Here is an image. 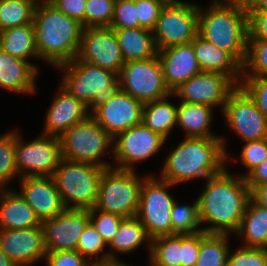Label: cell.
I'll use <instances>...</instances> for the list:
<instances>
[{"label": "cell", "instance_id": "obj_19", "mask_svg": "<svg viewBox=\"0 0 267 266\" xmlns=\"http://www.w3.org/2000/svg\"><path fill=\"white\" fill-rule=\"evenodd\" d=\"M0 247L17 266L37 264L47 253L41 225L27 229H0Z\"/></svg>", "mask_w": 267, "mask_h": 266}, {"label": "cell", "instance_id": "obj_5", "mask_svg": "<svg viewBox=\"0 0 267 266\" xmlns=\"http://www.w3.org/2000/svg\"><path fill=\"white\" fill-rule=\"evenodd\" d=\"M55 69L63 71L60 85L87 105L90 114L120 89L116 73L82 61L78 57Z\"/></svg>", "mask_w": 267, "mask_h": 266}, {"label": "cell", "instance_id": "obj_44", "mask_svg": "<svg viewBox=\"0 0 267 266\" xmlns=\"http://www.w3.org/2000/svg\"><path fill=\"white\" fill-rule=\"evenodd\" d=\"M240 86L254 100L258 109L267 118V77L242 76Z\"/></svg>", "mask_w": 267, "mask_h": 266}, {"label": "cell", "instance_id": "obj_4", "mask_svg": "<svg viewBox=\"0 0 267 266\" xmlns=\"http://www.w3.org/2000/svg\"><path fill=\"white\" fill-rule=\"evenodd\" d=\"M32 23L39 59L56 68L78 56L83 27L77 20L63 14L48 0H38Z\"/></svg>", "mask_w": 267, "mask_h": 266}, {"label": "cell", "instance_id": "obj_25", "mask_svg": "<svg viewBox=\"0 0 267 266\" xmlns=\"http://www.w3.org/2000/svg\"><path fill=\"white\" fill-rule=\"evenodd\" d=\"M41 225L31 206L19 192L0 190V229H27Z\"/></svg>", "mask_w": 267, "mask_h": 266}, {"label": "cell", "instance_id": "obj_10", "mask_svg": "<svg viewBox=\"0 0 267 266\" xmlns=\"http://www.w3.org/2000/svg\"><path fill=\"white\" fill-rule=\"evenodd\" d=\"M152 34L158 51L190 43L198 35L197 3L169 0L161 9Z\"/></svg>", "mask_w": 267, "mask_h": 266}, {"label": "cell", "instance_id": "obj_45", "mask_svg": "<svg viewBox=\"0 0 267 266\" xmlns=\"http://www.w3.org/2000/svg\"><path fill=\"white\" fill-rule=\"evenodd\" d=\"M169 0H136L139 27L152 30L159 18L161 9Z\"/></svg>", "mask_w": 267, "mask_h": 266}, {"label": "cell", "instance_id": "obj_33", "mask_svg": "<svg viewBox=\"0 0 267 266\" xmlns=\"http://www.w3.org/2000/svg\"><path fill=\"white\" fill-rule=\"evenodd\" d=\"M226 234L200 232V249L195 266H227L230 251Z\"/></svg>", "mask_w": 267, "mask_h": 266}, {"label": "cell", "instance_id": "obj_29", "mask_svg": "<svg viewBox=\"0 0 267 266\" xmlns=\"http://www.w3.org/2000/svg\"><path fill=\"white\" fill-rule=\"evenodd\" d=\"M236 236L244 247L267 249V208L249 199Z\"/></svg>", "mask_w": 267, "mask_h": 266}, {"label": "cell", "instance_id": "obj_51", "mask_svg": "<svg viewBox=\"0 0 267 266\" xmlns=\"http://www.w3.org/2000/svg\"><path fill=\"white\" fill-rule=\"evenodd\" d=\"M250 198L260 206L267 208V182L256 185L250 191Z\"/></svg>", "mask_w": 267, "mask_h": 266}, {"label": "cell", "instance_id": "obj_14", "mask_svg": "<svg viewBox=\"0 0 267 266\" xmlns=\"http://www.w3.org/2000/svg\"><path fill=\"white\" fill-rule=\"evenodd\" d=\"M222 115L242 142L267 138V118L240 85L228 95Z\"/></svg>", "mask_w": 267, "mask_h": 266}, {"label": "cell", "instance_id": "obj_31", "mask_svg": "<svg viewBox=\"0 0 267 266\" xmlns=\"http://www.w3.org/2000/svg\"><path fill=\"white\" fill-rule=\"evenodd\" d=\"M0 48L11 56L28 62L32 57L38 59L33 23L0 31Z\"/></svg>", "mask_w": 267, "mask_h": 266}, {"label": "cell", "instance_id": "obj_21", "mask_svg": "<svg viewBox=\"0 0 267 266\" xmlns=\"http://www.w3.org/2000/svg\"><path fill=\"white\" fill-rule=\"evenodd\" d=\"M58 93L47 109L43 135L61 137L73 125L85 120L90 113L87 105L59 84Z\"/></svg>", "mask_w": 267, "mask_h": 266}, {"label": "cell", "instance_id": "obj_17", "mask_svg": "<svg viewBox=\"0 0 267 266\" xmlns=\"http://www.w3.org/2000/svg\"><path fill=\"white\" fill-rule=\"evenodd\" d=\"M144 103L119 89L90 115L114 139L118 134L142 123Z\"/></svg>", "mask_w": 267, "mask_h": 266}, {"label": "cell", "instance_id": "obj_39", "mask_svg": "<svg viewBox=\"0 0 267 266\" xmlns=\"http://www.w3.org/2000/svg\"><path fill=\"white\" fill-rule=\"evenodd\" d=\"M115 0H87L84 28L109 27L114 14Z\"/></svg>", "mask_w": 267, "mask_h": 266}, {"label": "cell", "instance_id": "obj_47", "mask_svg": "<svg viewBox=\"0 0 267 266\" xmlns=\"http://www.w3.org/2000/svg\"><path fill=\"white\" fill-rule=\"evenodd\" d=\"M66 16L77 20L84 28L85 4L87 0H48Z\"/></svg>", "mask_w": 267, "mask_h": 266}, {"label": "cell", "instance_id": "obj_48", "mask_svg": "<svg viewBox=\"0 0 267 266\" xmlns=\"http://www.w3.org/2000/svg\"><path fill=\"white\" fill-rule=\"evenodd\" d=\"M200 249V232L183 234V261L181 266H195Z\"/></svg>", "mask_w": 267, "mask_h": 266}, {"label": "cell", "instance_id": "obj_43", "mask_svg": "<svg viewBox=\"0 0 267 266\" xmlns=\"http://www.w3.org/2000/svg\"><path fill=\"white\" fill-rule=\"evenodd\" d=\"M110 28H138L136 0H116Z\"/></svg>", "mask_w": 267, "mask_h": 266}, {"label": "cell", "instance_id": "obj_50", "mask_svg": "<svg viewBox=\"0 0 267 266\" xmlns=\"http://www.w3.org/2000/svg\"><path fill=\"white\" fill-rule=\"evenodd\" d=\"M250 191L256 186L267 182V159L255 167L246 177Z\"/></svg>", "mask_w": 267, "mask_h": 266}, {"label": "cell", "instance_id": "obj_41", "mask_svg": "<svg viewBox=\"0 0 267 266\" xmlns=\"http://www.w3.org/2000/svg\"><path fill=\"white\" fill-rule=\"evenodd\" d=\"M227 266H267V249L241 246L229 251Z\"/></svg>", "mask_w": 267, "mask_h": 266}, {"label": "cell", "instance_id": "obj_12", "mask_svg": "<svg viewBox=\"0 0 267 266\" xmlns=\"http://www.w3.org/2000/svg\"><path fill=\"white\" fill-rule=\"evenodd\" d=\"M118 77L120 89L143 103L172 94L165 84L158 56L124 63Z\"/></svg>", "mask_w": 267, "mask_h": 266}, {"label": "cell", "instance_id": "obj_1", "mask_svg": "<svg viewBox=\"0 0 267 266\" xmlns=\"http://www.w3.org/2000/svg\"><path fill=\"white\" fill-rule=\"evenodd\" d=\"M205 188L198 196V210L202 227L208 234L235 235L246 205L250 189L246 179L230 174L227 166L217 175L206 179Z\"/></svg>", "mask_w": 267, "mask_h": 266}, {"label": "cell", "instance_id": "obj_36", "mask_svg": "<svg viewBox=\"0 0 267 266\" xmlns=\"http://www.w3.org/2000/svg\"><path fill=\"white\" fill-rule=\"evenodd\" d=\"M15 177L19 178L15 163L14 129L0 136V190L8 189V183Z\"/></svg>", "mask_w": 267, "mask_h": 266}, {"label": "cell", "instance_id": "obj_32", "mask_svg": "<svg viewBox=\"0 0 267 266\" xmlns=\"http://www.w3.org/2000/svg\"><path fill=\"white\" fill-rule=\"evenodd\" d=\"M183 234L161 236L151 240L150 266H181Z\"/></svg>", "mask_w": 267, "mask_h": 266}, {"label": "cell", "instance_id": "obj_53", "mask_svg": "<svg viewBox=\"0 0 267 266\" xmlns=\"http://www.w3.org/2000/svg\"><path fill=\"white\" fill-rule=\"evenodd\" d=\"M91 266H133L123 261H107V262H98V263H91Z\"/></svg>", "mask_w": 267, "mask_h": 266}, {"label": "cell", "instance_id": "obj_22", "mask_svg": "<svg viewBox=\"0 0 267 266\" xmlns=\"http://www.w3.org/2000/svg\"><path fill=\"white\" fill-rule=\"evenodd\" d=\"M163 78L171 93L194 75L201 73L192 43L158 51Z\"/></svg>", "mask_w": 267, "mask_h": 266}, {"label": "cell", "instance_id": "obj_30", "mask_svg": "<svg viewBox=\"0 0 267 266\" xmlns=\"http://www.w3.org/2000/svg\"><path fill=\"white\" fill-rule=\"evenodd\" d=\"M172 97L146 102L142 111V123L166 140L177 125V105L168 100Z\"/></svg>", "mask_w": 267, "mask_h": 266}, {"label": "cell", "instance_id": "obj_34", "mask_svg": "<svg viewBox=\"0 0 267 266\" xmlns=\"http://www.w3.org/2000/svg\"><path fill=\"white\" fill-rule=\"evenodd\" d=\"M38 0H0V31L31 24Z\"/></svg>", "mask_w": 267, "mask_h": 266}, {"label": "cell", "instance_id": "obj_37", "mask_svg": "<svg viewBox=\"0 0 267 266\" xmlns=\"http://www.w3.org/2000/svg\"><path fill=\"white\" fill-rule=\"evenodd\" d=\"M108 245L102 236L96 231L93 224L89 221L84 231L79 237L77 251L91 263L109 261L108 252L103 253ZM101 254V256H99ZM99 256V258H97ZM96 258L93 261V258Z\"/></svg>", "mask_w": 267, "mask_h": 266}, {"label": "cell", "instance_id": "obj_18", "mask_svg": "<svg viewBox=\"0 0 267 266\" xmlns=\"http://www.w3.org/2000/svg\"><path fill=\"white\" fill-rule=\"evenodd\" d=\"M90 221L87 209H65L41 222L46 251L76 250L79 237Z\"/></svg>", "mask_w": 267, "mask_h": 266}, {"label": "cell", "instance_id": "obj_3", "mask_svg": "<svg viewBox=\"0 0 267 266\" xmlns=\"http://www.w3.org/2000/svg\"><path fill=\"white\" fill-rule=\"evenodd\" d=\"M198 35L243 67L248 45L246 0H213L206 8L198 5Z\"/></svg>", "mask_w": 267, "mask_h": 266}, {"label": "cell", "instance_id": "obj_20", "mask_svg": "<svg viewBox=\"0 0 267 266\" xmlns=\"http://www.w3.org/2000/svg\"><path fill=\"white\" fill-rule=\"evenodd\" d=\"M20 181V194L42 222L53 218L66 208L52 176H27Z\"/></svg>", "mask_w": 267, "mask_h": 266}, {"label": "cell", "instance_id": "obj_40", "mask_svg": "<svg viewBox=\"0 0 267 266\" xmlns=\"http://www.w3.org/2000/svg\"><path fill=\"white\" fill-rule=\"evenodd\" d=\"M89 215L90 222L108 245L116 235L119 225L124 218L117 214L95 208L89 210Z\"/></svg>", "mask_w": 267, "mask_h": 266}, {"label": "cell", "instance_id": "obj_26", "mask_svg": "<svg viewBox=\"0 0 267 266\" xmlns=\"http://www.w3.org/2000/svg\"><path fill=\"white\" fill-rule=\"evenodd\" d=\"M112 29H114L125 63L158 56L152 30L143 27Z\"/></svg>", "mask_w": 267, "mask_h": 266}, {"label": "cell", "instance_id": "obj_24", "mask_svg": "<svg viewBox=\"0 0 267 266\" xmlns=\"http://www.w3.org/2000/svg\"><path fill=\"white\" fill-rule=\"evenodd\" d=\"M202 72L227 75L237 86L242 80V66L228 53L197 35L191 41Z\"/></svg>", "mask_w": 267, "mask_h": 266}, {"label": "cell", "instance_id": "obj_7", "mask_svg": "<svg viewBox=\"0 0 267 266\" xmlns=\"http://www.w3.org/2000/svg\"><path fill=\"white\" fill-rule=\"evenodd\" d=\"M60 142L63 159L104 168L112 167V163L101 158L105 155L104 153L113 152V138L91 115L67 130L60 137ZM110 148L111 151L108 150Z\"/></svg>", "mask_w": 267, "mask_h": 266}, {"label": "cell", "instance_id": "obj_54", "mask_svg": "<svg viewBox=\"0 0 267 266\" xmlns=\"http://www.w3.org/2000/svg\"><path fill=\"white\" fill-rule=\"evenodd\" d=\"M0 266H17L15 263H13L1 250L0 247Z\"/></svg>", "mask_w": 267, "mask_h": 266}, {"label": "cell", "instance_id": "obj_2", "mask_svg": "<svg viewBox=\"0 0 267 266\" xmlns=\"http://www.w3.org/2000/svg\"><path fill=\"white\" fill-rule=\"evenodd\" d=\"M224 137H185L166 155L160 178L180 184L219 174L230 160Z\"/></svg>", "mask_w": 267, "mask_h": 266}, {"label": "cell", "instance_id": "obj_35", "mask_svg": "<svg viewBox=\"0 0 267 266\" xmlns=\"http://www.w3.org/2000/svg\"><path fill=\"white\" fill-rule=\"evenodd\" d=\"M175 200L171 210V224L173 234H196L203 231L199 219L198 201L192 205L179 204Z\"/></svg>", "mask_w": 267, "mask_h": 266}, {"label": "cell", "instance_id": "obj_28", "mask_svg": "<svg viewBox=\"0 0 267 266\" xmlns=\"http://www.w3.org/2000/svg\"><path fill=\"white\" fill-rule=\"evenodd\" d=\"M214 108L211 106L178 102L177 125L185 132V137H221L213 134L210 126Z\"/></svg>", "mask_w": 267, "mask_h": 266}, {"label": "cell", "instance_id": "obj_16", "mask_svg": "<svg viewBox=\"0 0 267 266\" xmlns=\"http://www.w3.org/2000/svg\"><path fill=\"white\" fill-rule=\"evenodd\" d=\"M77 57L117 75L125 63L114 29L110 27L83 28Z\"/></svg>", "mask_w": 267, "mask_h": 266}, {"label": "cell", "instance_id": "obj_9", "mask_svg": "<svg viewBox=\"0 0 267 266\" xmlns=\"http://www.w3.org/2000/svg\"><path fill=\"white\" fill-rule=\"evenodd\" d=\"M174 185L152 174L142 182L136 217L145 226L151 240L172 235L170 216L175 199L168 189Z\"/></svg>", "mask_w": 267, "mask_h": 266}, {"label": "cell", "instance_id": "obj_27", "mask_svg": "<svg viewBox=\"0 0 267 266\" xmlns=\"http://www.w3.org/2000/svg\"><path fill=\"white\" fill-rule=\"evenodd\" d=\"M146 241V242H145ZM147 243L150 255L151 239L149 238L145 226L137 217L124 218L118 228L116 235L108 244L109 261H120L118 254H129ZM116 253V254H115Z\"/></svg>", "mask_w": 267, "mask_h": 266}, {"label": "cell", "instance_id": "obj_15", "mask_svg": "<svg viewBox=\"0 0 267 266\" xmlns=\"http://www.w3.org/2000/svg\"><path fill=\"white\" fill-rule=\"evenodd\" d=\"M237 85L227 76L217 72H201L177 87L172 94L180 102L219 107L223 111L228 95Z\"/></svg>", "mask_w": 267, "mask_h": 266}, {"label": "cell", "instance_id": "obj_11", "mask_svg": "<svg viewBox=\"0 0 267 266\" xmlns=\"http://www.w3.org/2000/svg\"><path fill=\"white\" fill-rule=\"evenodd\" d=\"M15 130V163L19 179L27 176H52L61 156L60 138L40 134L32 141L23 142Z\"/></svg>", "mask_w": 267, "mask_h": 266}, {"label": "cell", "instance_id": "obj_6", "mask_svg": "<svg viewBox=\"0 0 267 266\" xmlns=\"http://www.w3.org/2000/svg\"><path fill=\"white\" fill-rule=\"evenodd\" d=\"M105 169L94 164L62 158L52 177L65 208H94Z\"/></svg>", "mask_w": 267, "mask_h": 266}, {"label": "cell", "instance_id": "obj_42", "mask_svg": "<svg viewBox=\"0 0 267 266\" xmlns=\"http://www.w3.org/2000/svg\"><path fill=\"white\" fill-rule=\"evenodd\" d=\"M243 143L239 160L242 162V166L247 168V173L241 174L245 178L255 167L267 159V138Z\"/></svg>", "mask_w": 267, "mask_h": 266}, {"label": "cell", "instance_id": "obj_8", "mask_svg": "<svg viewBox=\"0 0 267 266\" xmlns=\"http://www.w3.org/2000/svg\"><path fill=\"white\" fill-rule=\"evenodd\" d=\"M136 170L106 168L99 184L95 209L117 214L123 218L136 217L144 178Z\"/></svg>", "mask_w": 267, "mask_h": 266}, {"label": "cell", "instance_id": "obj_13", "mask_svg": "<svg viewBox=\"0 0 267 266\" xmlns=\"http://www.w3.org/2000/svg\"><path fill=\"white\" fill-rule=\"evenodd\" d=\"M166 141L143 123L135 125L113 139L112 167L135 171V164L153 157L161 151Z\"/></svg>", "mask_w": 267, "mask_h": 266}, {"label": "cell", "instance_id": "obj_38", "mask_svg": "<svg viewBox=\"0 0 267 266\" xmlns=\"http://www.w3.org/2000/svg\"><path fill=\"white\" fill-rule=\"evenodd\" d=\"M242 76L267 77V41L248 40Z\"/></svg>", "mask_w": 267, "mask_h": 266}, {"label": "cell", "instance_id": "obj_49", "mask_svg": "<svg viewBox=\"0 0 267 266\" xmlns=\"http://www.w3.org/2000/svg\"><path fill=\"white\" fill-rule=\"evenodd\" d=\"M248 14V40L267 41V13Z\"/></svg>", "mask_w": 267, "mask_h": 266}, {"label": "cell", "instance_id": "obj_23", "mask_svg": "<svg viewBox=\"0 0 267 266\" xmlns=\"http://www.w3.org/2000/svg\"><path fill=\"white\" fill-rule=\"evenodd\" d=\"M39 68L0 48V88L17 94L36 93Z\"/></svg>", "mask_w": 267, "mask_h": 266}, {"label": "cell", "instance_id": "obj_52", "mask_svg": "<svg viewBox=\"0 0 267 266\" xmlns=\"http://www.w3.org/2000/svg\"><path fill=\"white\" fill-rule=\"evenodd\" d=\"M247 13H267V0H246Z\"/></svg>", "mask_w": 267, "mask_h": 266}, {"label": "cell", "instance_id": "obj_46", "mask_svg": "<svg viewBox=\"0 0 267 266\" xmlns=\"http://www.w3.org/2000/svg\"><path fill=\"white\" fill-rule=\"evenodd\" d=\"M46 266H91L83 255L76 250L47 251Z\"/></svg>", "mask_w": 267, "mask_h": 266}]
</instances>
